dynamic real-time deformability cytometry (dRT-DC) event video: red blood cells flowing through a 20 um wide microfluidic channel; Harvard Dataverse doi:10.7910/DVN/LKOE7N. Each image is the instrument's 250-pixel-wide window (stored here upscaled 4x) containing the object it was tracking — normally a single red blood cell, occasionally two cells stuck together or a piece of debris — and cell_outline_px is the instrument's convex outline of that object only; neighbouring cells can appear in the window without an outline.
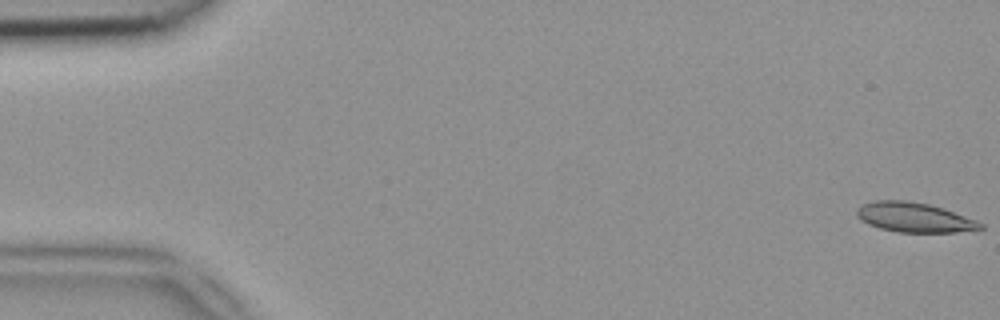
{"species": "common noctule bat (a hibernating species)", "species_latin": "Nyctalus noctula", "temperature_condition": "room temperature", "stored_images_in_passage": 46, "camera_frame_rate_fps": 3000, "um_per_image_px": 0.085, "animal": {"sex": "female", "body_mass_g": 18.4}, "frame": {"image": 1, "passage_image": 1, "time_ms": 0.0, "image_size_px": [1000, 320], "cell_outline_px": [[984, 228], [956, 232], [900, 232], [880, 228], [868, 224], [860, 220], [856, 216], [856, 208], [872, 200], [908, 200], [928, 204], [944, 208], [976, 220], [984, 224]], "centroid_in_image_um": [77.69, 18.47], "position_along_channel_um": 7.3, "area_um2": 21.44}}
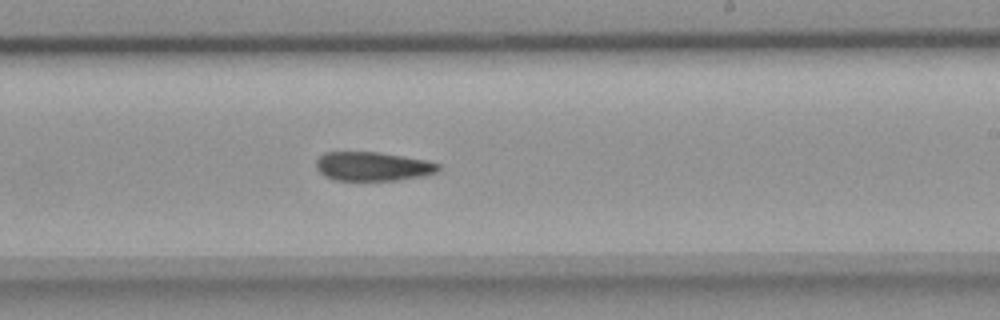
{"frame": {"image": 2, "passage_image": 30, "time_ms": 9.667, "image_size_px": [1000, 320], "cell_outline_px": [[440, 168], [436, 172], [424, 176], [396, 180], [332, 180], [324, 176], [316, 168], [316, 160], [324, 152], [380, 152], [428, 160], [440, 164]], "centroid_in_image_um": [31.69, 14.14], "position_along_channel_um": 257.3, "area_um2": 20.81}}
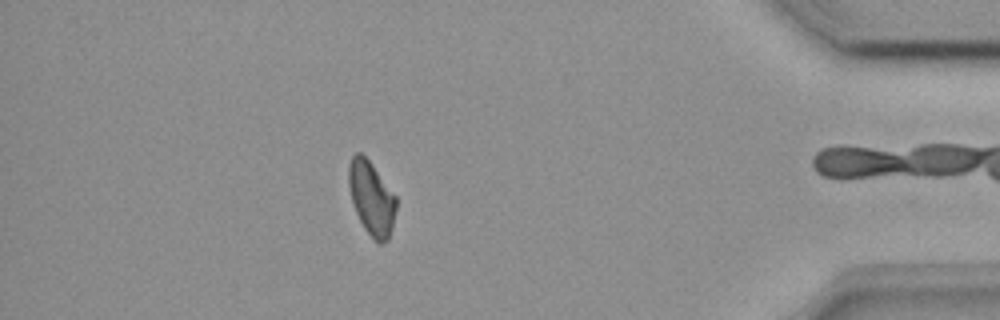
{"frame": {"image": 3, "passage_image": 44, "time_ms": 14.333, "image_size_px": [1000, 320], "cell_outline_px": [[396, 208], [392, 228], [388, 240], [380, 244], [376, 244], [364, 228], [356, 212], [352, 200], [348, 184], [348, 168], [352, 156], [356, 152], [360, 152], [372, 164], [396, 196]], "centroid_in_image_um": [31.58, 16.87], "position_along_channel_um": 403.6, "area_um2": 20.35}}